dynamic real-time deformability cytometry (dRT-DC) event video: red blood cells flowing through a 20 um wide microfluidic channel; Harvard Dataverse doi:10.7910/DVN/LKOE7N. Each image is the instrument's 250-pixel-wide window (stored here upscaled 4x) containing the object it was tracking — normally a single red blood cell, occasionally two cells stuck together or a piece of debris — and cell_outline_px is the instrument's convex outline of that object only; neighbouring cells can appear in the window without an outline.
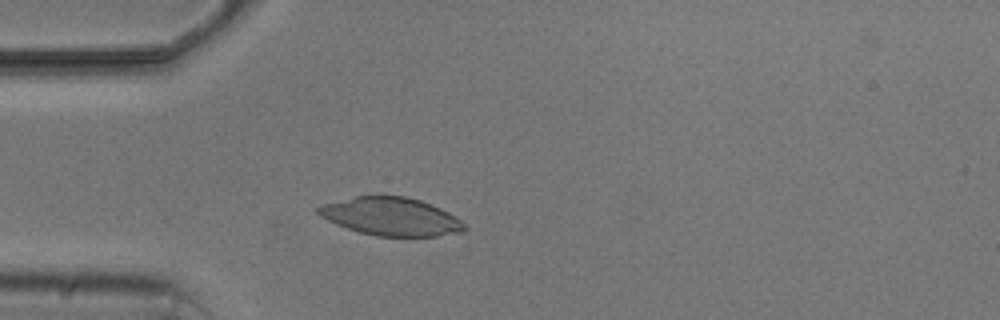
{"species": "common noctule bat (a hibernating species)", "species_latin": "Nyctalus noctula", "temperature_condition": "cold", "stored_images_in_passage": 2, "camera_frame_rate_fps": 3000, "um_per_image_px": 0.085, "animal": {"sex": "male", "body_mass_g": 20.5, "forearm_length_mm": 52.5}, "frame": {"image": 1, "passage_image": 2, "time_ms": 1.333, "image_size_px": [1000, 320], "cell_outline_px": [[468, 228], [464, 232], [436, 236], [376, 236], [360, 232], [336, 224], [320, 216], [316, 212], [316, 208], [324, 204], [356, 196], [404, 196], [420, 200], [440, 208], [448, 212], [460, 220]], "centroid_in_image_um": [33.25, 18.41], "position_along_channel_um": 51.7, "area_um2": 32.19}}